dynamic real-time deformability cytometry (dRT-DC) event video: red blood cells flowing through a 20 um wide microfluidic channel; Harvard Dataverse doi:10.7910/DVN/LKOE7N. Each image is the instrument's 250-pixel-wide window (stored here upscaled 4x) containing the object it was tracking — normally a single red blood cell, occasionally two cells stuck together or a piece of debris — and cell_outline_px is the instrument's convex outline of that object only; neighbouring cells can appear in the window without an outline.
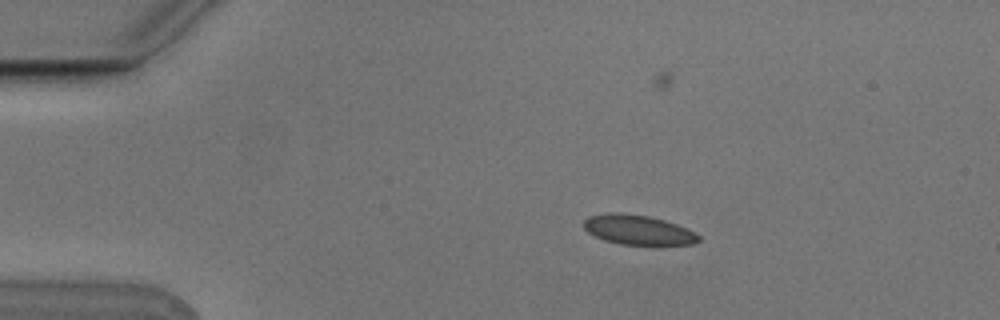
{"species": "Egyptian fruit bat (a non-hibernating species)", "species_latin": "Rousettus aegyptiacus", "temperature_condition": "cold", "stored_images_in_passage": 3, "camera_frame_rate_fps": 3000, "um_per_image_px": 0.085, "animal": {"sex": "male"}, "frame": {"image": 1, "passage_image": 1, "time_ms": 0.0, "image_size_px": [1000, 320], "cell_outline_px": [[700, 240], [692, 244], [656, 248], [652, 248], [620, 244], [604, 240], [588, 232], [584, 228], [584, 220], [588, 216], [608, 212], [616, 212], [648, 216], [664, 220], [676, 224], [696, 232], [700, 236]], "centroid_in_image_um": [54.3, 19.59], "position_along_channel_um": 30.7, "area_um2": 20.81}}